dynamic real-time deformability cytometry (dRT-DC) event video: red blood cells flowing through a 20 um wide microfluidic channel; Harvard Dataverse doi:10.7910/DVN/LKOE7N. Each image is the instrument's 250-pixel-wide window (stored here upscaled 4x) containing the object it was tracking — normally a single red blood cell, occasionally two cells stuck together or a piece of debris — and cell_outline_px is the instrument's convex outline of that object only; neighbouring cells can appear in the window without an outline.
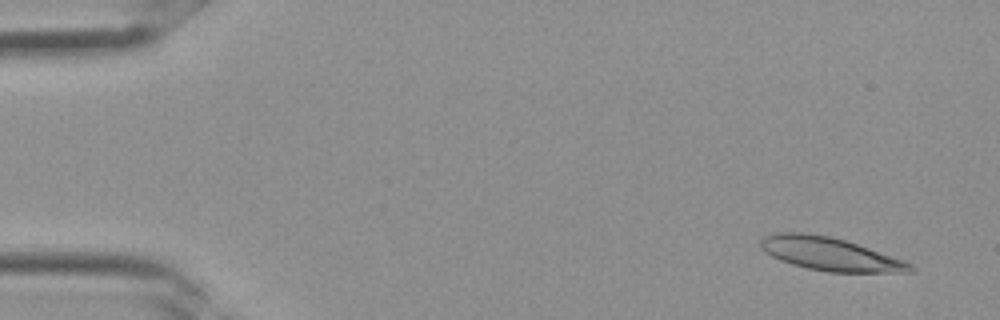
{"species": "Egyptian fruit bat (a non-hibernating species)", "species_latin": "Rousettus aegyptiacus", "temperature_condition": "room temperature", "stored_images_in_passage": 34, "camera_frame_rate_fps": 3000, "um_per_image_px": 0.085, "frame": {"image": 1, "passage_image": 2, "time_ms": 0.333, "image_size_px": [1000, 320], "cell_outline_px": [[916, 272], [828, 272], [808, 268], [792, 264], [780, 260], [764, 252], [760, 248], [760, 240], [764, 236], [776, 232], [804, 232], [832, 236], [904, 260], [912, 264], [916, 268]], "centroid_in_image_um": [70.53, 21.58], "position_along_channel_um": 14.5, "area_um2": 28.96}}
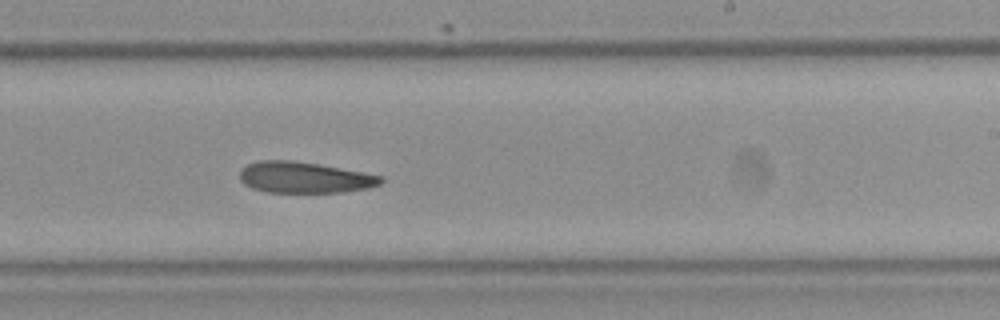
{"frame": {"image": 2, "passage_image": 21, "time_ms": 6.667, "image_size_px": [1000, 320], "cell_outline_px": [[384, 180], [380, 184], [368, 188], [340, 192], [268, 192], [252, 188], [244, 184], [240, 180], [240, 172], [248, 164], [260, 160], [292, 160], [320, 164], [364, 172], [384, 176]], "centroid_in_image_um": [25.9, 15.08], "position_along_channel_um": 263.1, "area_um2": 25.61}}
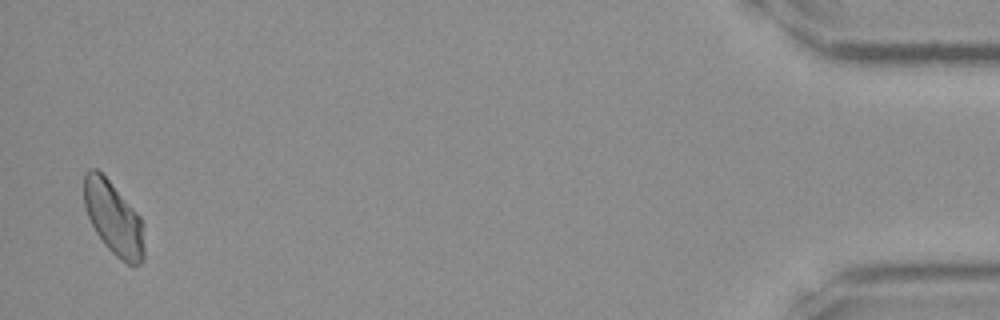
{"frame": {"image": 3, "passage_image": 34, "time_ms": 11.0, "image_size_px": [1000, 320], "cell_outline_px": [[144, 260], [140, 264], [132, 268], [116, 256], [104, 244], [96, 232], [88, 216], [84, 204], [84, 172], [88, 168], [96, 168], [108, 180], [140, 216], [144, 224]], "centroid_in_image_um": [9.68, 18.59], "position_along_channel_um": 425.5, "area_um2": 25.84}}